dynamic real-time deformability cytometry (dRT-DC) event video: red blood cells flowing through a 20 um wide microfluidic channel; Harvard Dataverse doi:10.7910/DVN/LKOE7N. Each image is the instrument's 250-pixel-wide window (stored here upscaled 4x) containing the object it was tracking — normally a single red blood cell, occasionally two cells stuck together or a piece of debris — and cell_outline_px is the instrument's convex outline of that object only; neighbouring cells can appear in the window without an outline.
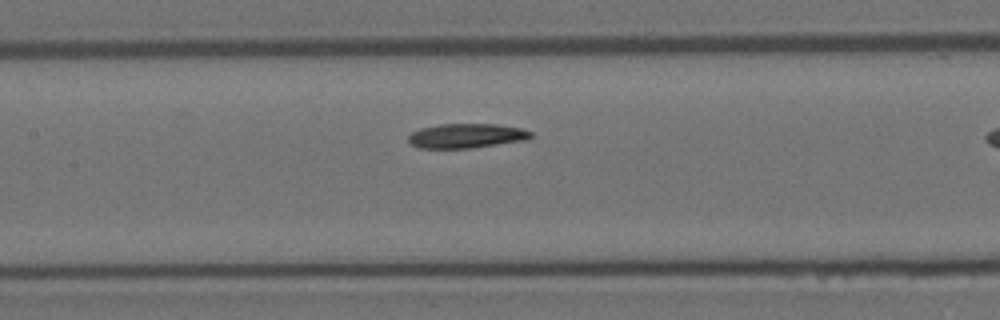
{"species": "Egyptian fruit bat (a non-hibernating species)", "species_latin": "Rousettus aegyptiacus", "temperature_condition": "room temperature", "stored_images_in_passage": 5, "segment_of_instrument_passage": [1, 2], "camera_frame_rate_fps": 3000, "um_per_image_px": 0.085, "animal": {"sex": "female"}, "frame": {"image": 1, "passage_image": 4, "time_ms": 1.0, "image_size_px": [1000, 320], "cell_outline_px": [[532, 136], [528, 140], [468, 148], [420, 148], [412, 144], [408, 140], [408, 136], [412, 132], [420, 128], [440, 124], [496, 124], [520, 128], [532, 132]], "centroid_in_image_um": [39.65, 11.54], "position_along_channel_um": 167.8, "area_um2": 17.4}}